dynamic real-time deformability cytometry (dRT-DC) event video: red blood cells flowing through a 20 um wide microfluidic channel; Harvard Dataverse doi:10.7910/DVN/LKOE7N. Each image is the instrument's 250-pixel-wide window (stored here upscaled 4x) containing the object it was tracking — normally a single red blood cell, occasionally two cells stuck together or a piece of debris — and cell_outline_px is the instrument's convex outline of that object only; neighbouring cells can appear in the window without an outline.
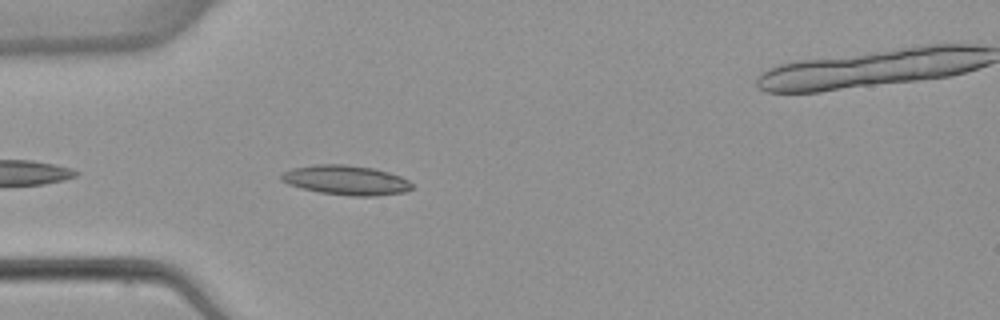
{"species": "common noctule bat (a hibernating species)", "species_latin": "Nyctalus noctula", "temperature_condition": "warm", "stored_images_in_passage": 6, "camera_frame_rate_fps": 3000, "um_per_image_px": 0.085, "animal": {"sex": "female", "body_mass_g": 22.7, "forearm_length_mm": 54.2}, "frame": {"image": 1, "passage_image": 5, "time_ms": 5.0, "image_size_px": [1000, 320], "cell_outline_px": [[412, 188], [404, 192], [376, 196], [352, 196], [320, 192], [288, 184], [280, 180], [280, 176], [284, 172], [292, 168], [316, 164], [344, 164], [372, 168], [388, 172], [400, 176], [408, 180], [412, 184]], "centroid_in_image_um": [29.41, 15.31], "position_along_channel_um": 55.6, "area_um2": 22.37}}